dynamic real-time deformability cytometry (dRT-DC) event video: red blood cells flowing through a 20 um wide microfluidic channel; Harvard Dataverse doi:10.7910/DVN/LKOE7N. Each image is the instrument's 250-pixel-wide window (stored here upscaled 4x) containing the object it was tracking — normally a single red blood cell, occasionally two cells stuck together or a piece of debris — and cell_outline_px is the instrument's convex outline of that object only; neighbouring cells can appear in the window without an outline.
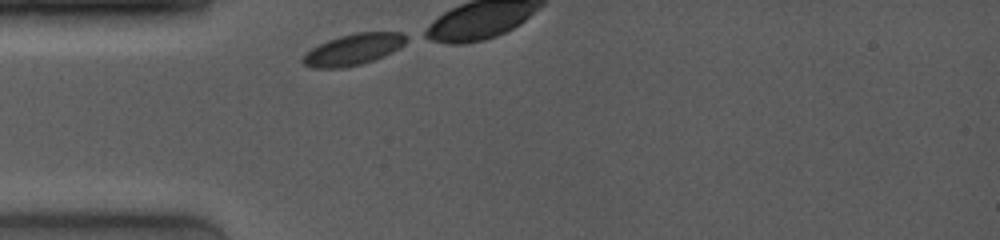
{"species": "common noctule bat (a hibernating species)", "species_latin": "Nyctalus noctula", "temperature_condition": "room temperature", "stored_images_in_passage": 15, "camera_frame_rate_fps": 4000, "um_per_image_px": 0.085, "animal": {"sex": "female", "body_mass_g": 19.0, "forearm_length_mm": 53.3}, "frame": {"image": 1, "passage_image": 1, "time_ms": 0.0, "image_size_px": [1000, 240], "cell_outline_px": [[412, 36], [404, 44], [392, 52], [384, 56], [360, 64], [344, 68], [312, 68], [304, 64], [300, 60], [312, 48], [328, 40], [340, 36], [356, 32], [404, 32]], "centroid_in_image_um": [30.09, 4.19], "position_along_channel_um": 54.9, "area_um2": 18.9}}